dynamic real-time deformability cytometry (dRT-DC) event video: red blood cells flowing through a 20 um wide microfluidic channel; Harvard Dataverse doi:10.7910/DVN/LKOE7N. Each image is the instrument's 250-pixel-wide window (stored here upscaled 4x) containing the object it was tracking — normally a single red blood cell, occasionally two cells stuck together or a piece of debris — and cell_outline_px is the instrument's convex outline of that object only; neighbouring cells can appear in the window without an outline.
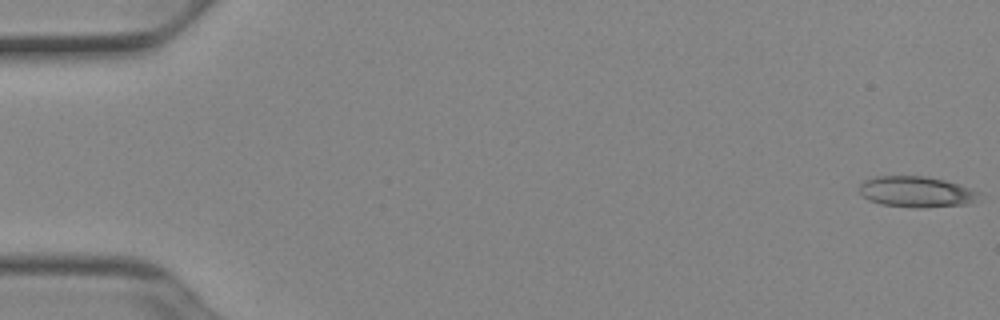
{"species": "Egyptian fruit bat (a non-hibernating species)", "species_latin": "Rousettus aegyptiacus", "temperature_condition": "cold", "stored_images_in_passage": 16, "camera_frame_rate_fps": 3000, "um_per_image_px": 0.085, "animal": {"sex": "female"}, "frame": {"image": 1, "passage_image": 1, "time_ms": 0.0, "image_size_px": [1000, 320], "cell_outline_px": [[984, 200], [968, 204], [924, 208], [912, 208], [880, 204], [868, 200], [860, 192], [860, 184], [864, 180], [876, 176], [924, 176], [944, 180], [972, 188], [980, 192]], "centroid_in_image_um": [77.97, 16.32], "position_along_channel_um": 7.0, "area_um2": 22.02}}
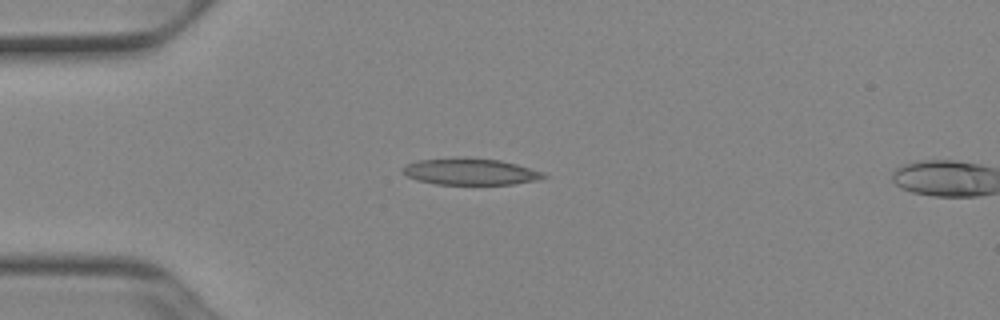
{"frame": {"image": 2, "passage_image": 14, "time_ms": 4.333, "image_size_px": [1000, 320], "cell_outline_px": [[548, 176], [540, 180], [512, 184], [436, 184], [416, 180], [408, 176], [400, 168], [408, 164], [420, 160], [464, 156], [500, 160], [516, 164], [544, 172]], "centroid_in_image_um": [40.01, 14.58], "position_along_channel_um": 45.0, "area_um2": 21.96}}